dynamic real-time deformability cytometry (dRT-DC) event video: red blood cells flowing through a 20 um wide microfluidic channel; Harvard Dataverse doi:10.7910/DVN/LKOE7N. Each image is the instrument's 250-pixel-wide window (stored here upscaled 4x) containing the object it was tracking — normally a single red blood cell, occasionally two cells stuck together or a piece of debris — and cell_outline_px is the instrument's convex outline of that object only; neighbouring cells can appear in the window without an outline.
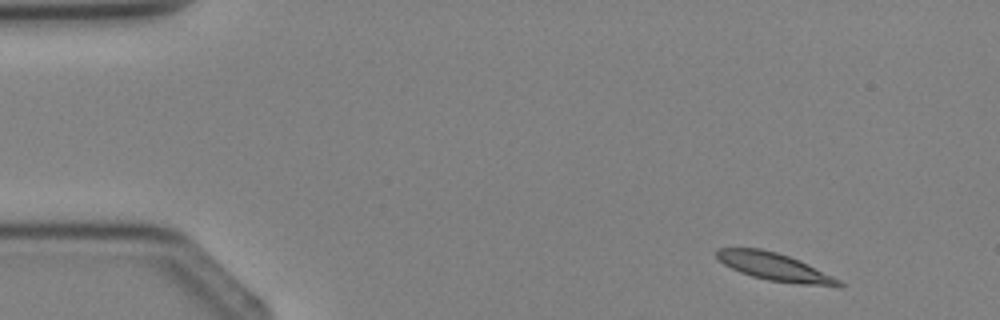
{"species": "Egyptian fruit bat (a non-hibernating species)", "species_latin": "Rousettus aegyptiacus", "temperature_condition": "cold", "stored_images_in_passage": 3, "camera_frame_rate_fps": 3000, "um_per_image_px": 0.085, "animal": {"sex": "female"}, "frame": {"image": 1, "passage_image": 1, "time_ms": 0.0, "image_size_px": [1000, 320], "cell_outline_px": [[844, 284], [840, 288], [800, 284], [768, 280], [752, 276], [740, 272], [724, 264], [716, 256], [716, 248], [760, 248], [776, 252], [800, 260], [840, 280]], "centroid_in_image_um": [65.88, 22.7], "position_along_channel_um": 19.1, "area_um2": 19.71}}
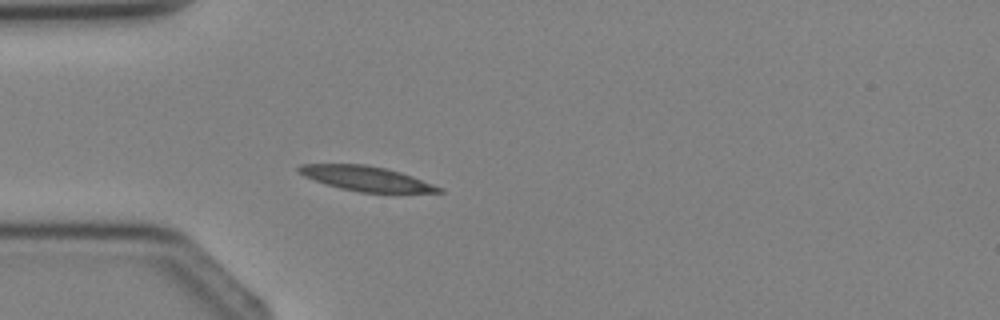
{"frame": {"image": 2, "passage_image": 3, "time_ms": 2.333, "image_size_px": [1000, 320], "cell_outline_px": [[444, 192], [360, 192], [340, 188], [304, 176], [296, 172], [296, 168], [300, 164], [364, 164], [384, 168], [400, 172], [412, 176], [444, 188]], "centroid_in_image_um": [31.11, 15.17], "position_along_channel_um": 53.9, "area_um2": 19.94}}